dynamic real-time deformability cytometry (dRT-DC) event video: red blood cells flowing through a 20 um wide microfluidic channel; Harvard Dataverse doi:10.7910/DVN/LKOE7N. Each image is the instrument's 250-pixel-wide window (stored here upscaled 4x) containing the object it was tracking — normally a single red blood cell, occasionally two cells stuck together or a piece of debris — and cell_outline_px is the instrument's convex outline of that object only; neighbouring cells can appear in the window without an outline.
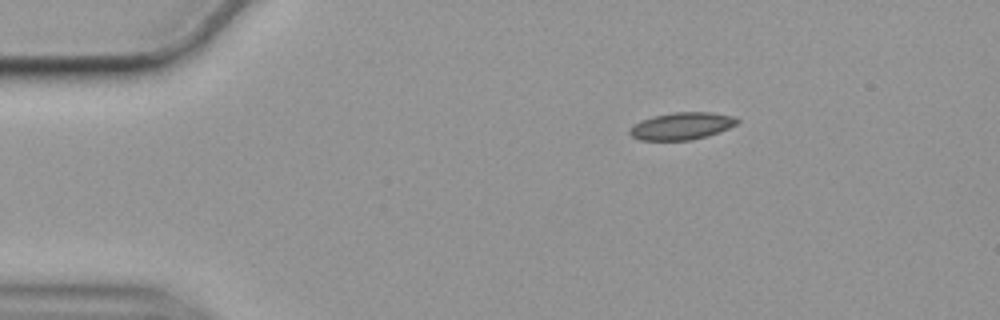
{"species": "common noctule bat (a hibernating species)", "species_latin": "Nyctalus noctula", "temperature_condition": "cold", "stored_images_in_passage": 48, "camera_frame_rate_fps": 3000, "um_per_image_px": 0.085, "animal": {"sex": "female", "body_mass_g": 19.9}, "frame": {"image": 1, "passage_image": 1, "time_ms": 0.0, "image_size_px": [1000, 320], "cell_outline_px": [[740, 120], [736, 124], [728, 128], [704, 136], [688, 140], [640, 140], [632, 136], [628, 132], [640, 120], [652, 116], [672, 112], [708, 112], [732, 116]], "centroid_in_image_um": [57.91, 10.7], "position_along_channel_um": 27.1, "area_um2": 16.7}}
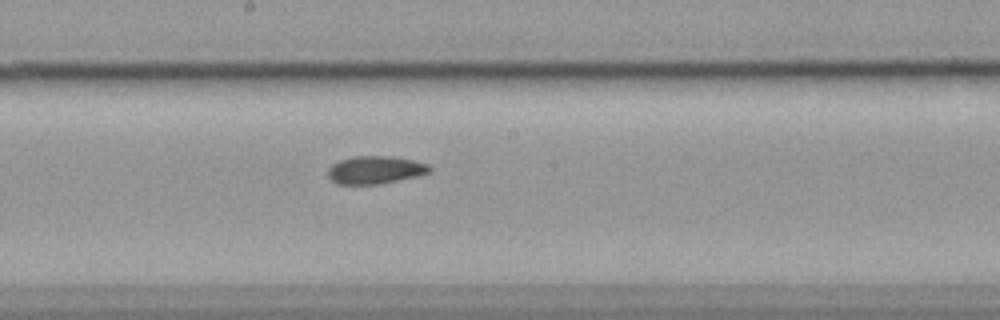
{"frame": {"image": 2, "passage_image": 22, "time_ms": 7.0, "image_size_px": [1000, 320], "cell_outline_px": [[432, 168], [428, 172], [416, 176], [380, 184], [336, 184], [328, 176], [328, 168], [332, 164], [340, 160], [352, 156], [392, 156], [412, 160], [428, 164]], "centroid_in_image_um": [31.86, 14.44], "position_along_channel_um": 216.3, "area_um2": 16.42}}
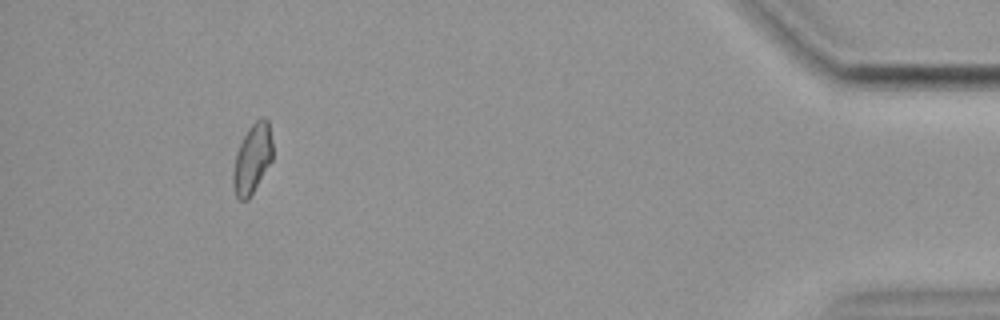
{"frame": {"image": 3, "passage_image": 44, "time_ms": 14.333, "image_size_px": [1000, 320], "cell_outline_px": [[272, 160], [248, 200], [240, 200], [236, 196], [232, 184], [232, 172], [236, 152], [248, 128], [260, 116], [264, 116], [268, 120], [272, 140]], "centroid_in_image_um": [21.44, 13.48], "position_along_channel_um": 413.8, "area_um2": 16.07}, "authors_computed_cell_mechanics": {"area_um2": 16.5019, "velocity_mm_per_s": 3.5598, "shape_relaxation_time_tau1_ms": null, "shape_relaxation_time_tau2_ms": 6.7292, "deformation_change_tau1": null, "deformation_change_tau2": 0.1216}}